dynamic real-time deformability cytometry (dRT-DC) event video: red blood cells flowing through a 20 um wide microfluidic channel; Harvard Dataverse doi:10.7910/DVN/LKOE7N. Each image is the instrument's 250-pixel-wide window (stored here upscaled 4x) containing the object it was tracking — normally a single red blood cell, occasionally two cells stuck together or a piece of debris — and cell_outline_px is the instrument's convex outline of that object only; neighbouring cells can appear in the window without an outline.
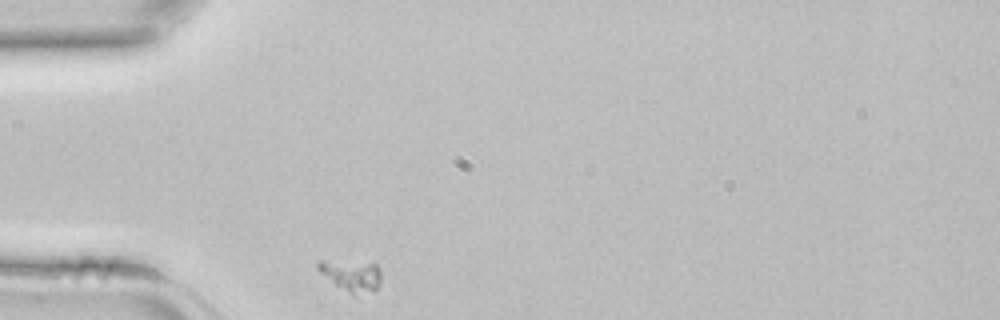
{"species": "common noctule bat (a hibernating species)", "species_latin": "Nyctalus noctula", "temperature_condition": "room temperature", "stored_images_in_passage": 25, "camera_frame_rate_fps": 3000, "um_per_image_px": 0.085, "animal": {"sex": "female", "body_mass_g": 22.7, "forearm_length_mm": 54.2}, "frame": {"image": 1, "passage_image": 1, "time_ms": 0.0, "image_size_px": [1000, 320], "cell_outline_px": [[380, 284], [376, 288], [352, 292], [336, 284], [320, 272], [316, 268], [316, 264], [320, 260], [324, 260], [376, 264], [380, 268]], "centroid_in_image_um": [29.84, 23.33], "position_along_channel_um": 55.2, "area_um2": 10.58}}
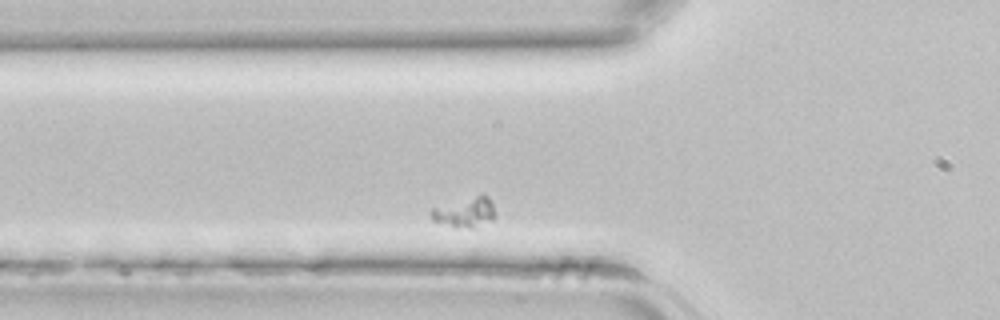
{"frame": {"image": 2, "passage_image": 4, "time_ms": 1.0, "image_size_px": [1000, 320], "cell_outline_px": [[492, 220], [476, 228], [456, 228], [432, 220], [432, 208], [480, 192], [484, 192], [488, 196], [492, 204]], "centroid_in_image_um": [39.53, 18.01], "position_along_channel_um": 86.3, "area_um2": 11.39}}
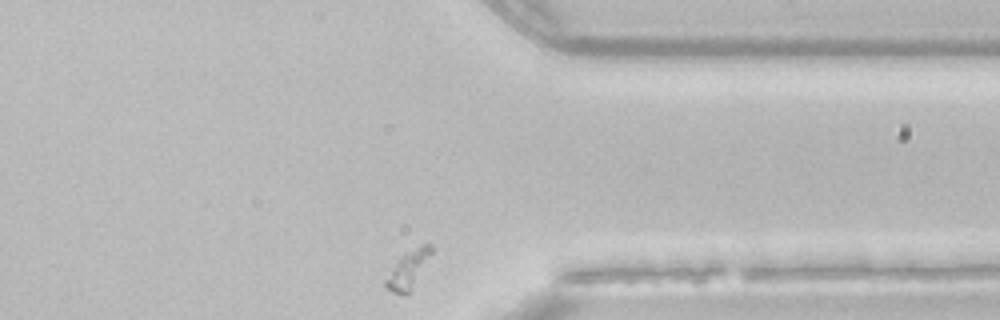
{"frame": {"image": 3, "passage_image": 25, "time_ms": 8.0, "image_size_px": [1000, 320], "cell_outline_px": [[432, 252], [408, 296], [404, 296], [392, 292], [384, 288], [384, 280], [396, 260], [404, 252], [424, 244], [432, 244]], "centroid_in_image_um": [34.64, 22.95], "position_along_channel_um": 376.8, "area_um2": 10.17}}